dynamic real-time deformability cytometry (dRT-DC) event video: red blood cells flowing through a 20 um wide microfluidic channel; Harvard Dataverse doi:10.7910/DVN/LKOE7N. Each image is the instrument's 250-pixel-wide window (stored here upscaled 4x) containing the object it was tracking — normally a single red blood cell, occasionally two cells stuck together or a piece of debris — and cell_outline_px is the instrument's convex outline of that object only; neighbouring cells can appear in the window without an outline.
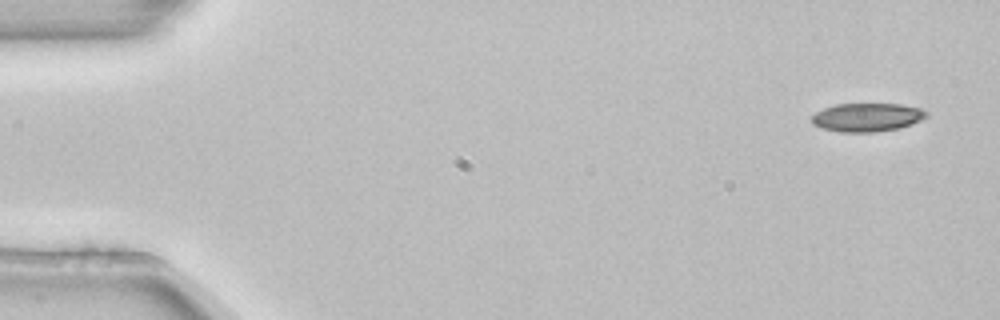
{"species": "common noctule bat (a hibernating species)", "species_latin": "Nyctalus noctula", "temperature_condition": "room temperature", "stored_images_in_passage": 4, "camera_frame_rate_fps": 3000, "um_per_image_px": 0.085, "animal": {"sex": "female", "body_mass_g": 22.7, "forearm_length_mm": 54.2}, "frame": {"image": 1, "passage_image": 1, "time_ms": 0.0, "image_size_px": [1000, 320], "cell_outline_px": [[928, 116], [912, 124], [900, 128], [872, 132], [840, 132], [820, 128], [812, 124], [812, 116], [816, 112], [824, 108], [836, 104], [900, 104], [920, 108], [928, 112]], "centroid_in_image_um": [73.7, 9.97], "position_along_channel_um": 11.3, "area_um2": 19.07}}
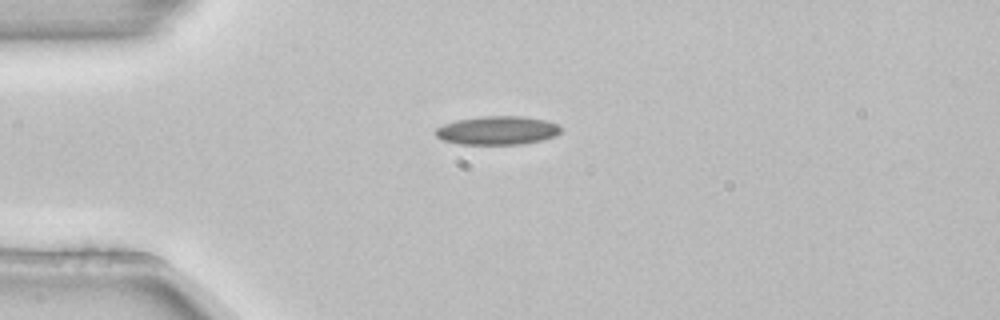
{"frame": {"image": 2, "passage_image": 4, "time_ms": 1.0, "image_size_px": [1000, 320], "cell_outline_px": [[564, 128], [556, 136], [544, 140], [524, 144], [460, 144], [440, 140], [436, 136], [436, 128], [444, 124], [456, 120], [480, 116], [524, 116], [544, 120], [560, 124]], "centroid_in_image_um": [42.32, 11.09], "position_along_channel_um": 42.7, "area_um2": 21.21}}